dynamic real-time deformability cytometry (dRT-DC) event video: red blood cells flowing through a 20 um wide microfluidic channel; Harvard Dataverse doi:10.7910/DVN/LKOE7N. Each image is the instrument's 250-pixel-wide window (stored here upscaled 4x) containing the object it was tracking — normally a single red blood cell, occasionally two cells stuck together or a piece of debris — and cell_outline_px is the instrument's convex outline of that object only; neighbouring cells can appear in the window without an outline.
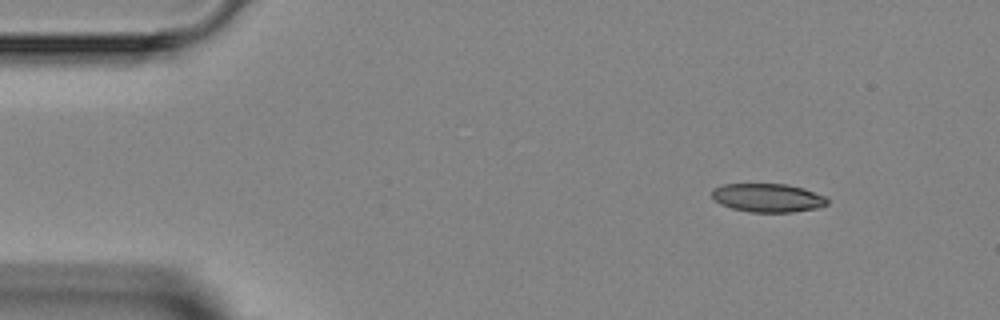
{"species": "Egyptian fruit bat (a non-hibernating species)", "species_latin": "Rousettus aegyptiacus", "temperature_condition": "room temperature", "stored_images_in_passage": 5, "camera_frame_rate_fps": 3000, "um_per_image_px": 0.085, "animal": {"sex": "female"}, "frame": {"image": 1, "passage_image": 1, "time_ms": 0.0, "image_size_px": [1000, 320], "cell_outline_px": [[828, 204], [820, 208], [792, 212], [748, 212], [732, 208], [720, 204], [712, 196], [712, 188], [724, 184], [788, 184], [804, 188], [824, 196], [828, 200]], "centroid_in_image_um": [65.28, 16.81], "position_along_channel_um": 19.7, "area_um2": 19.31}}
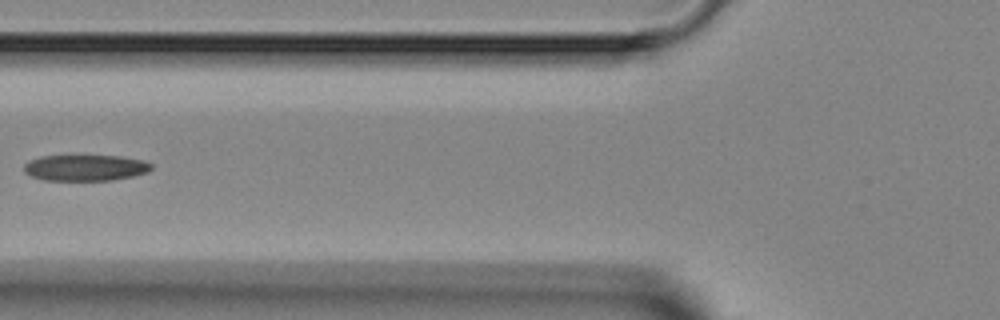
{"frame": {"image": 2, "passage_image": 4, "time_ms": 4.333, "image_size_px": [1000, 320], "cell_outline_px": [[152, 168], [148, 172], [132, 176], [112, 180], [44, 180], [32, 176], [24, 172], [24, 164], [28, 160], [40, 156], [120, 156], [144, 160], [152, 164]], "centroid_in_image_um": [7.25, 14.25], "position_along_channel_um": 118.6, "area_um2": 19.36}}
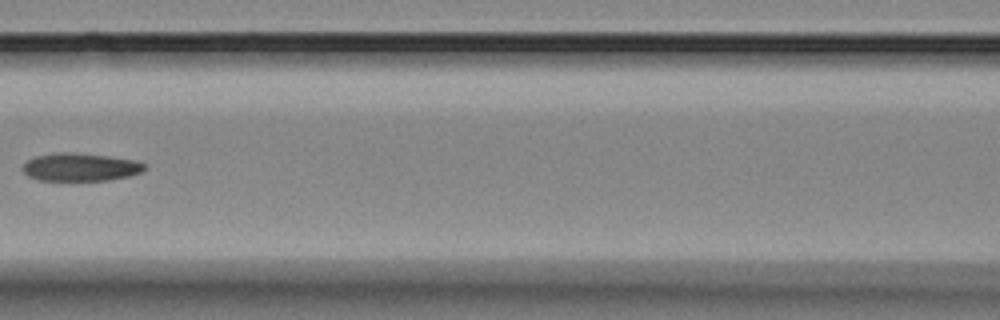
{"frame": {"image": 3, "passage_image": 5, "time_ms": 5.333, "image_size_px": [1000, 320], "cell_outline_px": [[148, 164], [140, 172], [128, 176], [108, 180], [40, 180], [28, 176], [20, 168], [28, 160], [36, 156], [56, 152], [72, 152], [108, 156], [136, 160]], "centroid_in_image_um": [6.82, 14.19], "position_along_channel_um": 159.8, "area_um2": 19.83}}